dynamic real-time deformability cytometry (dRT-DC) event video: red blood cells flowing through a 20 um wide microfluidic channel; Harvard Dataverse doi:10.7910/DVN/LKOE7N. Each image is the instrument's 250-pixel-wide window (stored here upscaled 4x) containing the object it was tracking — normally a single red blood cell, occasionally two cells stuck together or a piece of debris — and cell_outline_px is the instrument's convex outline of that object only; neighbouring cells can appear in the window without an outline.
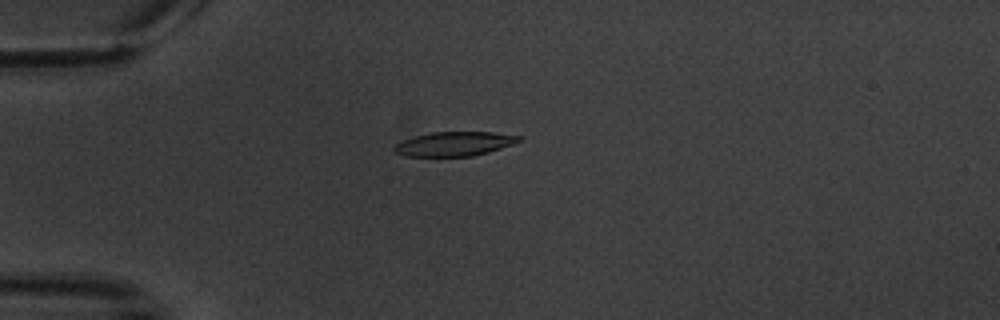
{"species": "common noctule bat (a hibernating species)", "species_latin": "Nyctalus noctula", "temperature_condition": "warm", "stored_images_in_passage": 7, "camera_frame_rate_fps": 3000, "um_per_image_px": 0.085, "animal": {"sex": "male", "body_mass_g": 20.1, "forearm_length_mm": 53.5}, "frame": {"image": 1, "passage_image": 4, "time_ms": 4.667, "image_size_px": [1000, 320], "cell_outline_px": [[524, 140], [488, 152], [472, 156], [404, 156], [396, 152], [392, 148], [396, 144], [404, 140], [416, 136], [432, 132], [492, 132], [520, 136]], "centroid_in_image_um": [38.63, 12.23], "position_along_channel_um": 46.4, "area_um2": 17.46}}
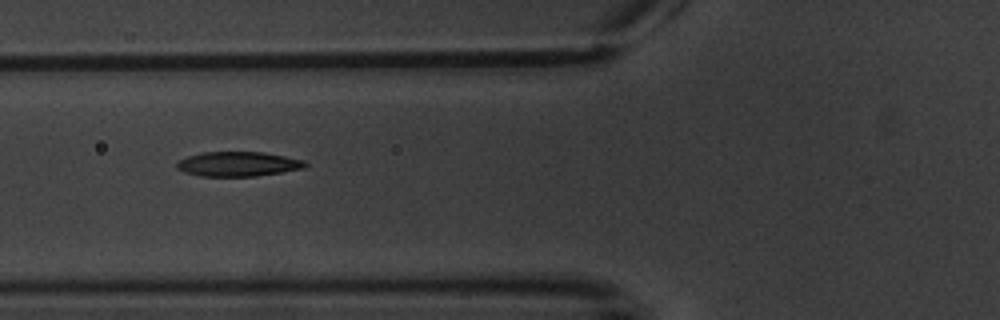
{"frame": {"image": 2, "passage_image": 6, "time_ms": 7.0, "image_size_px": [1000, 320], "cell_outline_px": [[308, 164], [304, 168], [256, 176], [200, 176], [184, 172], [176, 168], [176, 164], [180, 160], [188, 156], [200, 152], [264, 152], [304, 160]], "centroid_in_image_um": [20.22, 13.94], "position_along_channel_um": 105.6, "area_um2": 18.38}}
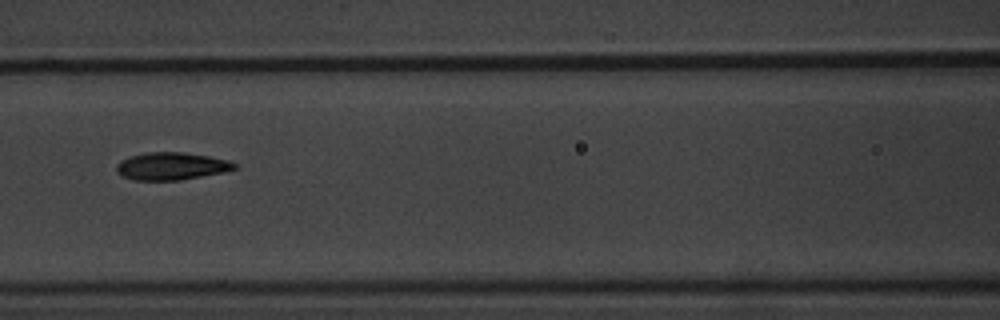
{"frame": {"image": 3, "passage_image": 7, "time_ms": 8.333, "image_size_px": [1000, 320], "cell_outline_px": [[236, 168], [224, 172], [180, 180], [132, 180], [116, 172], [116, 164], [120, 160], [128, 156], [148, 152], [184, 152], [208, 156], [228, 160], [236, 164]], "centroid_in_image_um": [14.53, 14.12], "position_along_channel_um": 152.1, "area_um2": 18.96}}